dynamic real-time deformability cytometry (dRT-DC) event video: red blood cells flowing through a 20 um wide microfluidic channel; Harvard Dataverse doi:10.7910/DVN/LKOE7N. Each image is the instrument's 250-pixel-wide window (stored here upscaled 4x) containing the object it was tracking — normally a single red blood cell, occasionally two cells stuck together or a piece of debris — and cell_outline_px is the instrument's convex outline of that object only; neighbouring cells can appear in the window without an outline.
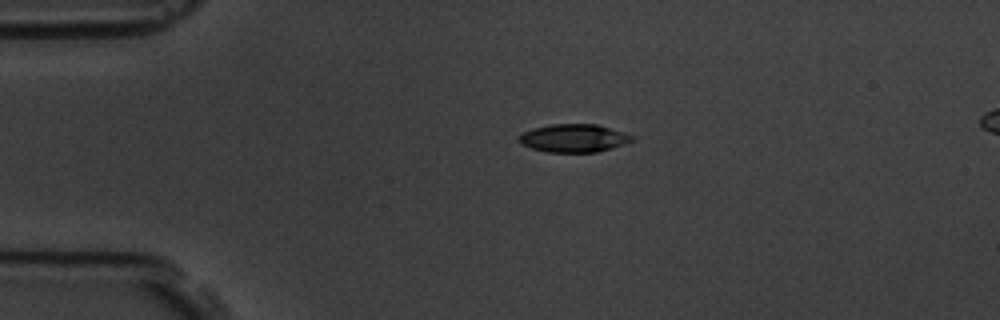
{"species": "common noctule bat (a hibernating species)", "species_latin": "Nyctalus noctula", "temperature_condition": "room temperature", "stored_images_in_passage": 3, "segment_of_instrument_passage": [1, 2], "camera_frame_rate_fps": 3000, "um_per_image_px": 0.085, "animal": {"sex": "male", "body_mass_g": 19.5, "forearm_length_mm": 54.6}, "frame": {"image": 1, "passage_image": 1, "time_ms": 0.0, "image_size_px": [1000, 320], "cell_outline_px": [[636, 136], [632, 140], [596, 152], [548, 152], [532, 148], [520, 144], [520, 136], [524, 132], [532, 128], [548, 124], [596, 124]], "centroid_in_image_um": [48.73, 11.73], "position_along_channel_um": 36.3, "area_um2": 18.15}}